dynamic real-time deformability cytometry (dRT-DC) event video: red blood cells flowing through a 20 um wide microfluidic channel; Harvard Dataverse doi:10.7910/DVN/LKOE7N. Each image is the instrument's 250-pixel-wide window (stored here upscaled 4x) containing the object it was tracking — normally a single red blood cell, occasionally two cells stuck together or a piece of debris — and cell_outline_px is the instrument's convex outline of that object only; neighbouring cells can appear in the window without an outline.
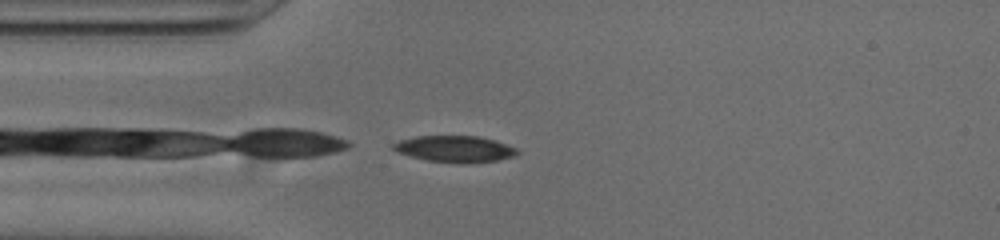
{"species": "common noctule bat (a hibernating species)", "species_latin": "Nyctalus noctula", "temperature_condition": "cold", "stored_images_in_passage": 36, "camera_frame_rate_fps": 3000, "um_per_image_px": 0.085, "animal": {"sex": "male", "body_mass_g": 20.0, "forearm_length_mm": 53.3}, "frame": {"image": 1, "passage_image": 1, "time_ms": 0.0, "image_size_px": [1000, 240], "cell_outline_px": [[520, 152], [516, 156], [496, 160], [468, 164], [460, 164], [428, 160], [396, 152], [392, 148], [392, 144], [400, 140], [416, 136], [476, 136], [492, 140], [516, 148]], "centroid_in_image_um": [38.65, 12.67], "position_along_channel_um": 46.3, "area_um2": 19.02}}
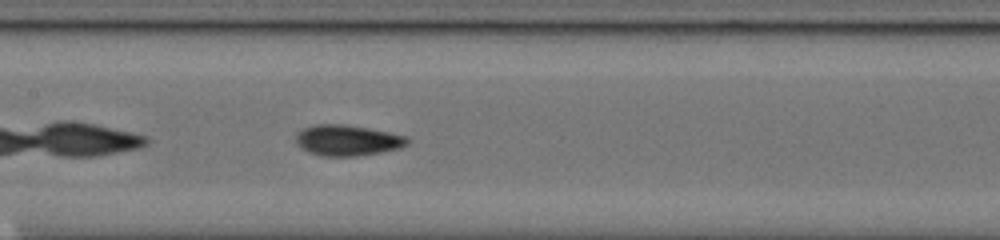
{"frame": {"image": 2, "passage_image": 12, "time_ms": 3.667, "image_size_px": [1000, 240], "cell_outline_px": [[412, 140], [408, 144], [400, 148], [380, 152], [356, 156], [320, 156], [308, 152], [300, 148], [296, 140], [296, 136], [304, 128], [316, 124], [344, 124], [368, 128], [408, 136]], "centroid_in_image_um": [29.57, 11.93], "position_along_channel_um": 177.8, "area_um2": 20.06}}
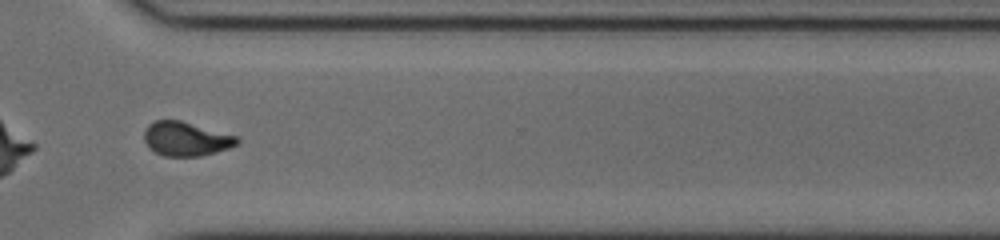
{"frame": {"image": 3, "passage_image": 26, "time_ms": 8.333, "image_size_px": [1000, 240], "cell_outline_px": [[240, 140], [236, 144], [228, 148], [200, 156], [164, 156], [148, 148], [144, 140], [144, 128], [148, 124], [156, 120], [180, 120], [236, 136]], "centroid_in_image_um": [15.75, 11.8], "position_along_channel_um": 354.8, "area_um2": 18.32}, "authors_computed_cell_mechanics": {"area_um2": 19.1318, "velocity_mm_per_s": 3.794, "shape_relaxation_time_tau1_ms": null, "shape_relaxation_time_tau2_ms": 1.5181, "deformation_change_tau1": null, "deformation_change_tau2": 0.069}}